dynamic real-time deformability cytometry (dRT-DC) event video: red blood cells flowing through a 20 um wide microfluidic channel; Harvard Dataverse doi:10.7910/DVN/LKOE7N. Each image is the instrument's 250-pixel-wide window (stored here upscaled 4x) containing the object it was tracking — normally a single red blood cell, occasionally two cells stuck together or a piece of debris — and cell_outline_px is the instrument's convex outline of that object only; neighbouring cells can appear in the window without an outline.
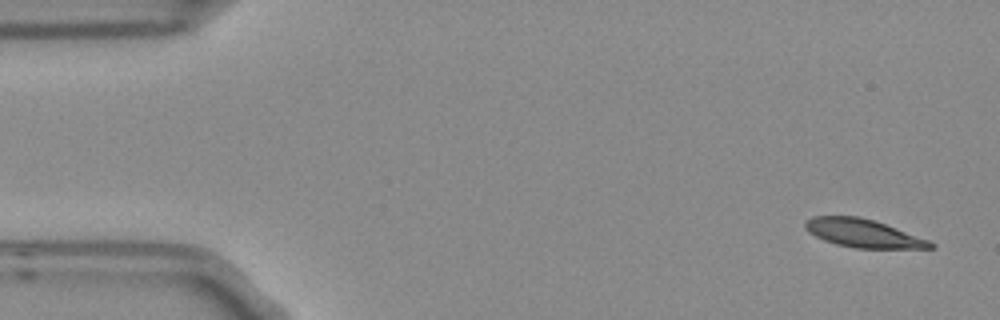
{"species": "Egyptian fruit bat (a non-hibernating species)", "species_latin": "Rousettus aegyptiacus", "temperature_condition": "room temperature", "stored_images_in_passage": 5, "camera_frame_rate_fps": 3000, "um_per_image_px": 0.085, "frame": {"image": 1, "passage_image": 1, "time_ms": 0.0, "image_size_px": [1000, 320], "cell_outline_px": [[936, 244], [932, 248], [856, 248], [836, 244], [824, 240], [808, 232], [804, 228], [804, 220], [812, 216], [860, 216], [896, 228], [928, 240]], "centroid_in_image_um": [73.3, 19.82], "position_along_channel_um": 11.7, "area_um2": 20.4}}
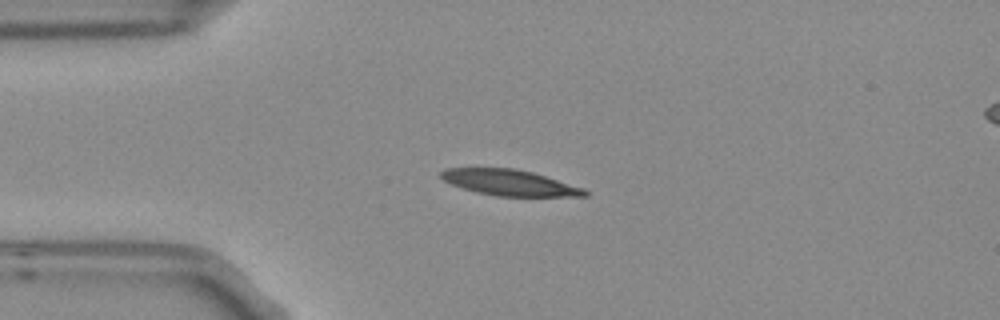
{"frame": {"image": 2, "passage_image": 4, "time_ms": 1.0, "image_size_px": [1000, 320], "cell_outline_px": [[588, 196], [496, 196], [476, 192], [452, 184], [444, 180], [440, 176], [440, 172], [444, 168], [516, 168], [532, 172], [584, 188], [588, 192]], "centroid_in_image_um": [43.31, 15.52], "position_along_channel_um": 41.7, "area_um2": 21.5}}